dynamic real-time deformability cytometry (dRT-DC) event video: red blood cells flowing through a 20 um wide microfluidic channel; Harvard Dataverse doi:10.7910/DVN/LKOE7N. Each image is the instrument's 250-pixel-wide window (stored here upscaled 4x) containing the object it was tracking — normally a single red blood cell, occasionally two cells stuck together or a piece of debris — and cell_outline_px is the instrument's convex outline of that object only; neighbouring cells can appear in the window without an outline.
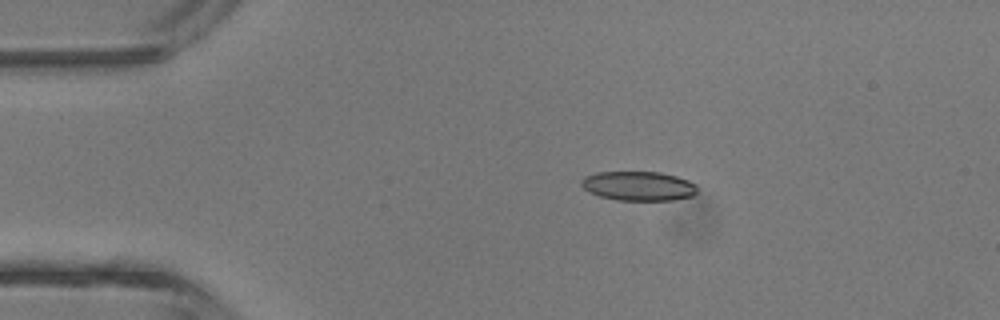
{"species": "common noctule bat (a hibernating species)", "species_latin": "Nyctalus noctula", "temperature_condition": "room temperature", "stored_images_in_passage": 4, "camera_frame_rate_fps": 3000, "um_per_image_px": 0.085, "animal": {"sex": "male", "body_mass_g": 13.3}, "frame": {"image": 1, "passage_image": 3, "time_ms": 2.333, "image_size_px": [1000, 320], "cell_outline_px": [[696, 192], [692, 196], [672, 200], [616, 200], [600, 196], [584, 188], [580, 184], [580, 180], [584, 176], [596, 172], [660, 172], [676, 176], [688, 180], [696, 184]], "centroid_in_image_um": [54.26, 15.8], "position_along_channel_um": 30.7, "area_um2": 19.77}}